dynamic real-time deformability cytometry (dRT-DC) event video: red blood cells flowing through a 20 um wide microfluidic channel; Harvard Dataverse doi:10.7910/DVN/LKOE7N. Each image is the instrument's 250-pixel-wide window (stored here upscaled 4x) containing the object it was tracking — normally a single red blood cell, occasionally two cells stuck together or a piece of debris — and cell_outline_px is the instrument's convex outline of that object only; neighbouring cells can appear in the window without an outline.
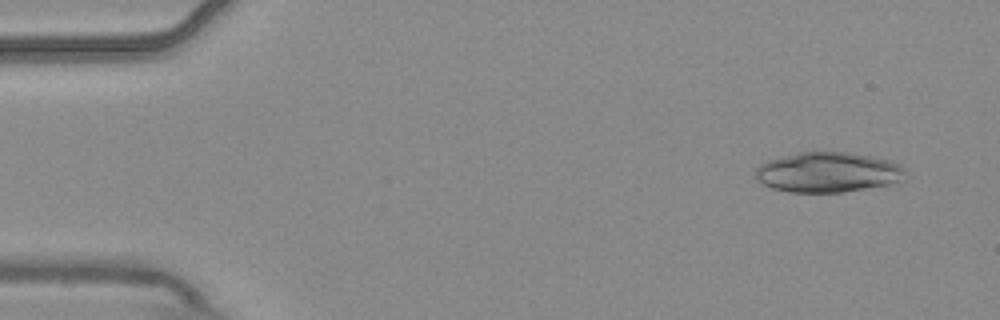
{"species": "common noctule bat (a hibernating species)", "species_latin": "Nyctalus noctula", "temperature_condition": "warm", "stored_images_in_passage": 6, "camera_frame_rate_fps": 3000, "um_per_image_px": 0.085, "animal": {"sex": "male", "body_mass_g": 20.4}, "frame": {"image": 1, "passage_image": 1, "time_ms": 0.0, "image_size_px": [1000, 320], "cell_outline_px": [[904, 180], [888, 184], [844, 192], [788, 192], [772, 188], [764, 184], [756, 176], [756, 168], [760, 164], [768, 160], [780, 156], [800, 152], [848, 152], [872, 156], [892, 160], [904, 168]], "centroid_in_image_um": [70.38, 14.63], "position_along_channel_um": 14.6, "area_um2": 35.03}}